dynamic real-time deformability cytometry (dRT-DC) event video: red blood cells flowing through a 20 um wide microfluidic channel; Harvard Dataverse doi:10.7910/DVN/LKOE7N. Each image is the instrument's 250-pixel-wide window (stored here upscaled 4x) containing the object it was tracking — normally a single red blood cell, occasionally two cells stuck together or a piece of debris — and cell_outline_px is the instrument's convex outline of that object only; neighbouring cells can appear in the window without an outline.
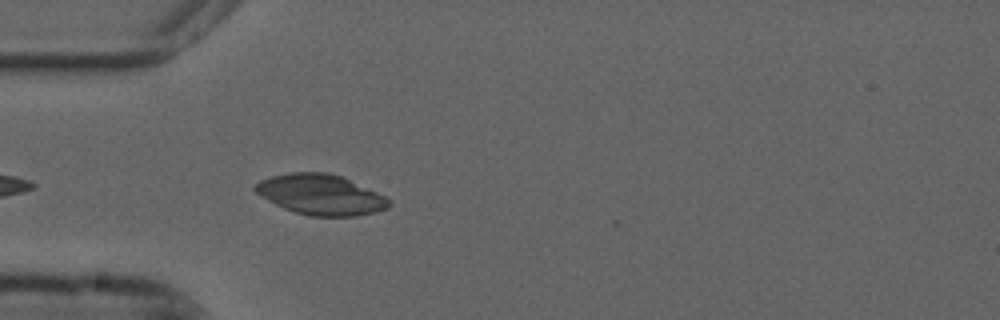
{"species": "common noctule bat (a hibernating species)", "species_latin": "Nyctalus noctula", "temperature_condition": "cold", "stored_images_in_passage": 15, "segment_of_instrument_passage": [1, 2], "camera_frame_rate_fps": 3000, "um_per_image_px": 0.085, "animal": {"sex": "male", "forearm_length_mm": 52.5}, "frame": {"image": 1, "passage_image": 1, "time_ms": 0.0, "image_size_px": [1000, 320], "cell_outline_px": [[392, 204], [388, 208], [376, 212], [356, 216], [312, 216], [296, 212], [284, 208], [276, 204], [256, 192], [252, 188], [260, 180], [272, 176], [292, 172], [328, 172], [340, 176], [376, 192], [392, 200]], "centroid_in_image_um": [27.28, 16.54], "position_along_channel_um": 57.7, "area_um2": 31.15}}